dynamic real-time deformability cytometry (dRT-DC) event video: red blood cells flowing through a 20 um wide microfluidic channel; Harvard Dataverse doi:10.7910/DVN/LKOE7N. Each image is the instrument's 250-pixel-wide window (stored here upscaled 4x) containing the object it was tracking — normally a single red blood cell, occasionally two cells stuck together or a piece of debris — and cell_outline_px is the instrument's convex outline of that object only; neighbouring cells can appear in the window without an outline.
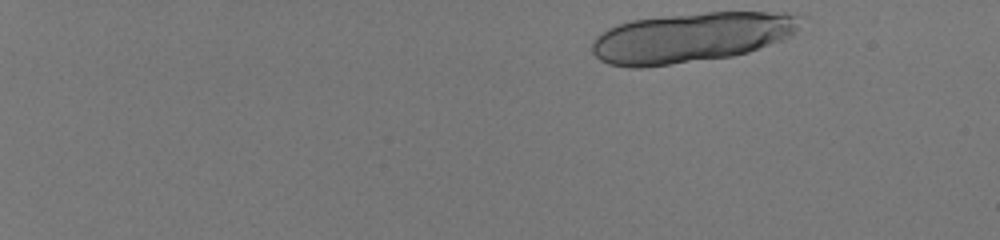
{"species": "human", "species_latin": "Homo sapiens", "temperature_condition": "room temperature", "stored_images_in_passage": 22, "camera_frame_rate_fps": 3000, "um_per_image_px": 0.085, "donor": {"sex": "male"}, "frame": {"image": 1, "passage_image": 1, "time_ms": 0.0, "image_size_px": [1000, 240], "cell_outline_px": [[808, 16], [796, 32], [780, 40], [748, 52], [732, 56], [644, 68], [632, 68], [608, 64], [600, 60], [592, 52], [592, 40], [600, 32], [616, 24], [632, 20], [704, 12], [784, 12]], "centroid_in_image_um": [58.76, 3.17], "position_along_channel_um": 26.2, "area_um2": 61.15}}
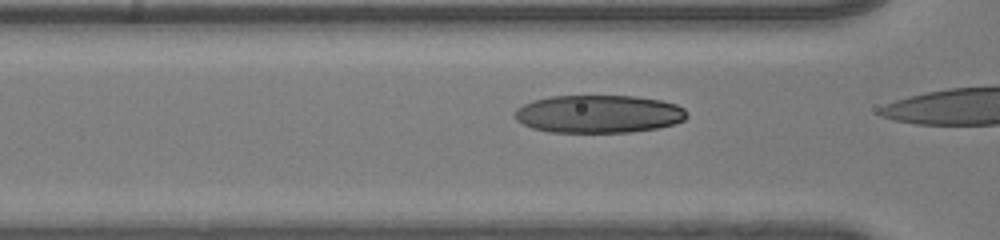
{"frame": {"image": 2, "passage_image": 20, "time_ms": 6.333, "image_size_px": [1000, 240], "cell_outline_px": [[688, 116], [684, 120], [676, 124], [656, 128], [632, 132], [548, 132], [532, 128], [516, 120], [512, 112], [516, 108], [532, 100], [548, 96], [636, 96], [660, 100], [676, 104], [684, 108], [688, 112]], "centroid_in_image_um": [50.88, 9.68], "position_along_channel_um": 115.7, "area_um2": 38.38}}